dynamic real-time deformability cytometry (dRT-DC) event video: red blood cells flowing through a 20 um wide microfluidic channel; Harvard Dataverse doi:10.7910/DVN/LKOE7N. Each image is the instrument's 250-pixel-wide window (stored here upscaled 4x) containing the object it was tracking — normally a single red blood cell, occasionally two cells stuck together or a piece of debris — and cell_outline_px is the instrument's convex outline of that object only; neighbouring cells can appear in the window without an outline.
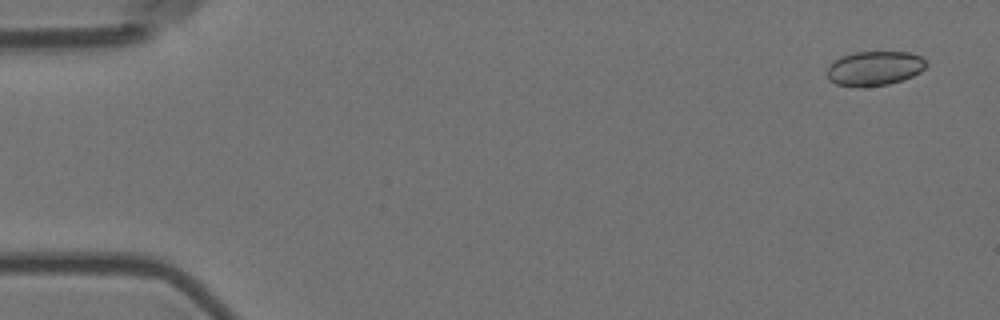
{"species": "Egyptian fruit bat (a non-hibernating species)", "species_latin": "Rousettus aegyptiacus", "temperature_condition": "room temperature", "stored_images_in_passage": 57, "camera_frame_rate_fps": 3000, "um_per_image_px": 0.085, "animal": {"sex": "female"}, "frame": {"image": 1, "passage_image": 3, "time_ms": 0.667, "image_size_px": [1000, 320], "cell_outline_px": [[928, 64], [920, 72], [912, 76], [888, 84], [860, 88], [856, 88], [836, 84], [828, 80], [828, 68], [840, 56], [856, 52], [912, 52], [920, 56]], "centroid_in_image_um": [74.33, 5.82], "position_along_channel_um": 10.7, "area_um2": 19.94}}
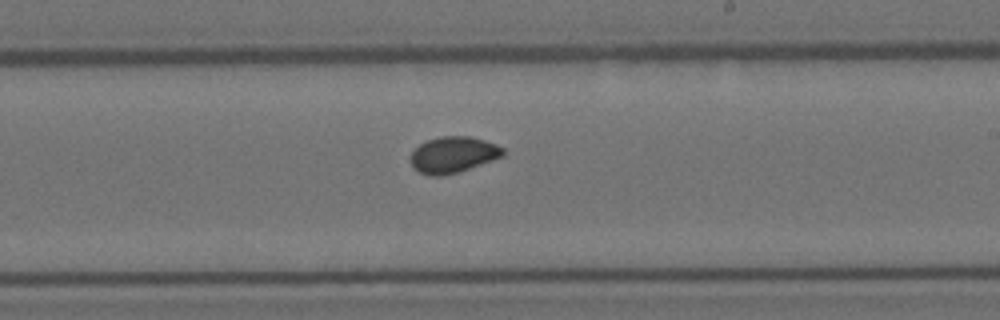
{"frame": {"image": 2, "passage_image": 34, "time_ms": 11.0, "image_size_px": [1000, 320], "cell_outline_px": [[504, 156], [456, 172], [440, 176], [428, 176], [412, 168], [408, 156], [420, 144], [428, 140], [440, 136], [472, 136], [496, 144], [504, 148]], "centroid_in_image_um": [38.48, 13.14], "position_along_channel_um": 250.5, "area_um2": 19.48}}
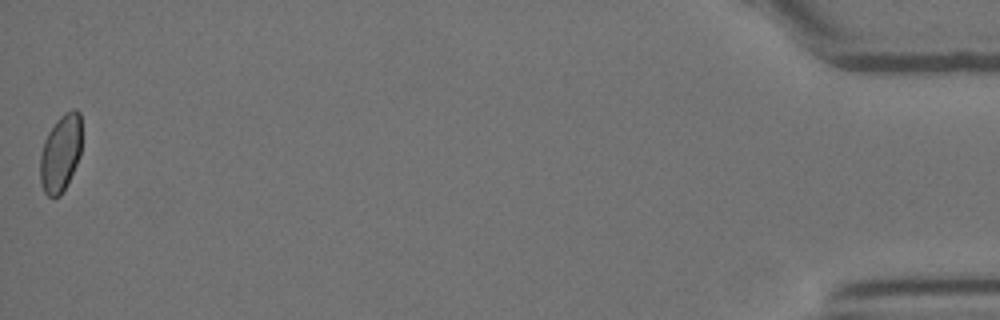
{"frame": {"image": 3, "passage_image": 57, "time_ms": 18.667, "image_size_px": [1000, 320], "cell_outline_px": [[80, 156], [60, 196], [52, 200], [44, 192], [40, 184], [40, 156], [44, 140], [48, 132], [56, 120], [64, 112], [72, 108], [76, 108], [80, 112]], "centroid_in_image_um": [5.12, 13.02], "position_along_channel_um": 430.1, "area_um2": 18.79}}